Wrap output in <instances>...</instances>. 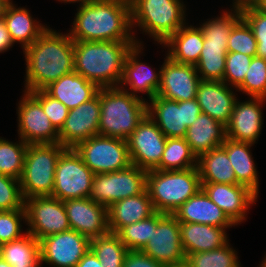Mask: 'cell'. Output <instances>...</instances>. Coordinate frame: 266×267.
I'll return each mask as SVG.
<instances>
[{"label": "cell", "mask_w": 266, "mask_h": 267, "mask_svg": "<svg viewBox=\"0 0 266 267\" xmlns=\"http://www.w3.org/2000/svg\"><path fill=\"white\" fill-rule=\"evenodd\" d=\"M26 61L25 90H44L63 75L74 71V41L48 27L23 50Z\"/></svg>", "instance_id": "obj_1"}, {"label": "cell", "mask_w": 266, "mask_h": 267, "mask_svg": "<svg viewBox=\"0 0 266 267\" xmlns=\"http://www.w3.org/2000/svg\"><path fill=\"white\" fill-rule=\"evenodd\" d=\"M130 0H95L79 6L69 36L73 41H135Z\"/></svg>", "instance_id": "obj_2"}, {"label": "cell", "mask_w": 266, "mask_h": 267, "mask_svg": "<svg viewBox=\"0 0 266 267\" xmlns=\"http://www.w3.org/2000/svg\"><path fill=\"white\" fill-rule=\"evenodd\" d=\"M135 41H74V71L99 88L118 87Z\"/></svg>", "instance_id": "obj_3"}, {"label": "cell", "mask_w": 266, "mask_h": 267, "mask_svg": "<svg viewBox=\"0 0 266 267\" xmlns=\"http://www.w3.org/2000/svg\"><path fill=\"white\" fill-rule=\"evenodd\" d=\"M99 135L127 140L147 115V101L119 87L100 88Z\"/></svg>", "instance_id": "obj_4"}, {"label": "cell", "mask_w": 266, "mask_h": 267, "mask_svg": "<svg viewBox=\"0 0 266 267\" xmlns=\"http://www.w3.org/2000/svg\"><path fill=\"white\" fill-rule=\"evenodd\" d=\"M146 189L156 212H174L202 189L197 167L186 170H150L146 175Z\"/></svg>", "instance_id": "obj_5"}, {"label": "cell", "mask_w": 266, "mask_h": 267, "mask_svg": "<svg viewBox=\"0 0 266 267\" xmlns=\"http://www.w3.org/2000/svg\"><path fill=\"white\" fill-rule=\"evenodd\" d=\"M131 26L162 45L186 23L182 0H130Z\"/></svg>", "instance_id": "obj_6"}, {"label": "cell", "mask_w": 266, "mask_h": 267, "mask_svg": "<svg viewBox=\"0 0 266 267\" xmlns=\"http://www.w3.org/2000/svg\"><path fill=\"white\" fill-rule=\"evenodd\" d=\"M66 149L56 144H28L19 183L24 199L52 196L56 164Z\"/></svg>", "instance_id": "obj_7"}, {"label": "cell", "mask_w": 266, "mask_h": 267, "mask_svg": "<svg viewBox=\"0 0 266 267\" xmlns=\"http://www.w3.org/2000/svg\"><path fill=\"white\" fill-rule=\"evenodd\" d=\"M85 165L94 173H109L132 165L127 140L95 135L74 147Z\"/></svg>", "instance_id": "obj_8"}, {"label": "cell", "mask_w": 266, "mask_h": 267, "mask_svg": "<svg viewBox=\"0 0 266 267\" xmlns=\"http://www.w3.org/2000/svg\"><path fill=\"white\" fill-rule=\"evenodd\" d=\"M147 171L135 165L116 172L94 174L89 199L107 208L116 201L141 194Z\"/></svg>", "instance_id": "obj_9"}, {"label": "cell", "mask_w": 266, "mask_h": 267, "mask_svg": "<svg viewBox=\"0 0 266 267\" xmlns=\"http://www.w3.org/2000/svg\"><path fill=\"white\" fill-rule=\"evenodd\" d=\"M201 112L196 98L173 101L156 95L147 100V115L167 138H185L187 128Z\"/></svg>", "instance_id": "obj_10"}, {"label": "cell", "mask_w": 266, "mask_h": 267, "mask_svg": "<svg viewBox=\"0 0 266 267\" xmlns=\"http://www.w3.org/2000/svg\"><path fill=\"white\" fill-rule=\"evenodd\" d=\"M94 173L85 165L74 148H66L60 155L54 175L52 197L61 201L88 198Z\"/></svg>", "instance_id": "obj_11"}, {"label": "cell", "mask_w": 266, "mask_h": 267, "mask_svg": "<svg viewBox=\"0 0 266 267\" xmlns=\"http://www.w3.org/2000/svg\"><path fill=\"white\" fill-rule=\"evenodd\" d=\"M27 232L38 241L71 229L63 201L52 196L25 199Z\"/></svg>", "instance_id": "obj_12"}, {"label": "cell", "mask_w": 266, "mask_h": 267, "mask_svg": "<svg viewBox=\"0 0 266 267\" xmlns=\"http://www.w3.org/2000/svg\"><path fill=\"white\" fill-rule=\"evenodd\" d=\"M165 267L185 263L179 221L173 214L157 212V226L146 246L141 250Z\"/></svg>", "instance_id": "obj_13"}, {"label": "cell", "mask_w": 266, "mask_h": 267, "mask_svg": "<svg viewBox=\"0 0 266 267\" xmlns=\"http://www.w3.org/2000/svg\"><path fill=\"white\" fill-rule=\"evenodd\" d=\"M19 101L18 136L27 144L59 143V131L43 111L41 103L30 93L24 91Z\"/></svg>", "instance_id": "obj_14"}, {"label": "cell", "mask_w": 266, "mask_h": 267, "mask_svg": "<svg viewBox=\"0 0 266 267\" xmlns=\"http://www.w3.org/2000/svg\"><path fill=\"white\" fill-rule=\"evenodd\" d=\"M167 137L146 115L127 139L131 163L140 169L154 170L162 158Z\"/></svg>", "instance_id": "obj_15"}, {"label": "cell", "mask_w": 266, "mask_h": 267, "mask_svg": "<svg viewBox=\"0 0 266 267\" xmlns=\"http://www.w3.org/2000/svg\"><path fill=\"white\" fill-rule=\"evenodd\" d=\"M41 264L54 267H76L90 249V239L75 230H68L42 238L40 241Z\"/></svg>", "instance_id": "obj_16"}, {"label": "cell", "mask_w": 266, "mask_h": 267, "mask_svg": "<svg viewBox=\"0 0 266 267\" xmlns=\"http://www.w3.org/2000/svg\"><path fill=\"white\" fill-rule=\"evenodd\" d=\"M100 89L91 100L69 110L68 116L59 130V144L74 148L81 141L99 135Z\"/></svg>", "instance_id": "obj_17"}, {"label": "cell", "mask_w": 266, "mask_h": 267, "mask_svg": "<svg viewBox=\"0 0 266 267\" xmlns=\"http://www.w3.org/2000/svg\"><path fill=\"white\" fill-rule=\"evenodd\" d=\"M164 59L157 95L173 101L195 99L201 81L195 65L178 63L167 56Z\"/></svg>", "instance_id": "obj_18"}, {"label": "cell", "mask_w": 266, "mask_h": 267, "mask_svg": "<svg viewBox=\"0 0 266 267\" xmlns=\"http://www.w3.org/2000/svg\"><path fill=\"white\" fill-rule=\"evenodd\" d=\"M71 230L92 239L109 232L107 207L89 198L63 201Z\"/></svg>", "instance_id": "obj_19"}, {"label": "cell", "mask_w": 266, "mask_h": 267, "mask_svg": "<svg viewBox=\"0 0 266 267\" xmlns=\"http://www.w3.org/2000/svg\"><path fill=\"white\" fill-rule=\"evenodd\" d=\"M203 191L217 204L235 224L246 220L247 210L258 196L249 188L240 184L201 183Z\"/></svg>", "instance_id": "obj_20"}, {"label": "cell", "mask_w": 266, "mask_h": 267, "mask_svg": "<svg viewBox=\"0 0 266 267\" xmlns=\"http://www.w3.org/2000/svg\"><path fill=\"white\" fill-rule=\"evenodd\" d=\"M265 98L250 97L247 101H236L230 122L226 126L227 138L255 144L263 126L262 104Z\"/></svg>", "instance_id": "obj_21"}, {"label": "cell", "mask_w": 266, "mask_h": 267, "mask_svg": "<svg viewBox=\"0 0 266 267\" xmlns=\"http://www.w3.org/2000/svg\"><path fill=\"white\" fill-rule=\"evenodd\" d=\"M141 46L142 44H135L127 52L123 64L122 78L118 87L126 92L130 91V94L138 97H140L137 95L139 92L146 93L150 100L157 95L161 79V68L158 73H156L149 65L140 62L138 57L140 56L139 54L142 53L141 49L143 46ZM128 85L129 88H127Z\"/></svg>", "instance_id": "obj_22"}, {"label": "cell", "mask_w": 266, "mask_h": 267, "mask_svg": "<svg viewBox=\"0 0 266 267\" xmlns=\"http://www.w3.org/2000/svg\"><path fill=\"white\" fill-rule=\"evenodd\" d=\"M232 88L223 81L201 80L196 100L202 113L227 126L237 101Z\"/></svg>", "instance_id": "obj_23"}, {"label": "cell", "mask_w": 266, "mask_h": 267, "mask_svg": "<svg viewBox=\"0 0 266 267\" xmlns=\"http://www.w3.org/2000/svg\"><path fill=\"white\" fill-rule=\"evenodd\" d=\"M179 222L198 223L229 228L235 224L223 210L200 189L173 214Z\"/></svg>", "instance_id": "obj_24"}, {"label": "cell", "mask_w": 266, "mask_h": 267, "mask_svg": "<svg viewBox=\"0 0 266 267\" xmlns=\"http://www.w3.org/2000/svg\"><path fill=\"white\" fill-rule=\"evenodd\" d=\"M156 213L147 189L141 194L114 202L107 208L109 232L145 220Z\"/></svg>", "instance_id": "obj_25"}, {"label": "cell", "mask_w": 266, "mask_h": 267, "mask_svg": "<svg viewBox=\"0 0 266 267\" xmlns=\"http://www.w3.org/2000/svg\"><path fill=\"white\" fill-rule=\"evenodd\" d=\"M99 89L96 84L73 71L52 82L44 90L71 110L94 98Z\"/></svg>", "instance_id": "obj_26"}, {"label": "cell", "mask_w": 266, "mask_h": 267, "mask_svg": "<svg viewBox=\"0 0 266 267\" xmlns=\"http://www.w3.org/2000/svg\"><path fill=\"white\" fill-rule=\"evenodd\" d=\"M181 243L185 254L206 252L225 245L227 228L207 224L179 222Z\"/></svg>", "instance_id": "obj_27"}, {"label": "cell", "mask_w": 266, "mask_h": 267, "mask_svg": "<svg viewBox=\"0 0 266 267\" xmlns=\"http://www.w3.org/2000/svg\"><path fill=\"white\" fill-rule=\"evenodd\" d=\"M226 138V126L202 112L187 128L185 135L186 142L197 158L203 153L220 147Z\"/></svg>", "instance_id": "obj_28"}, {"label": "cell", "mask_w": 266, "mask_h": 267, "mask_svg": "<svg viewBox=\"0 0 266 267\" xmlns=\"http://www.w3.org/2000/svg\"><path fill=\"white\" fill-rule=\"evenodd\" d=\"M204 35L200 27L186 24L170 36L163 45L167 57L175 62L196 65L203 49Z\"/></svg>", "instance_id": "obj_29"}, {"label": "cell", "mask_w": 266, "mask_h": 267, "mask_svg": "<svg viewBox=\"0 0 266 267\" xmlns=\"http://www.w3.org/2000/svg\"><path fill=\"white\" fill-rule=\"evenodd\" d=\"M254 144L234 141L226 138L221 145L226 151L236 174L238 184L243 185L259 194V179L250 147Z\"/></svg>", "instance_id": "obj_30"}, {"label": "cell", "mask_w": 266, "mask_h": 267, "mask_svg": "<svg viewBox=\"0 0 266 267\" xmlns=\"http://www.w3.org/2000/svg\"><path fill=\"white\" fill-rule=\"evenodd\" d=\"M9 5L4 21L12 41L21 44L22 49L30 46L49 26L32 18L30 11L24 7ZM40 23V24H39Z\"/></svg>", "instance_id": "obj_31"}, {"label": "cell", "mask_w": 266, "mask_h": 267, "mask_svg": "<svg viewBox=\"0 0 266 267\" xmlns=\"http://www.w3.org/2000/svg\"><path fill=\"white\" fill-rule=\"evenodd\" d=\"M197 169L201 183L238 184L227 151L222 146L200 155Z\"/></svg>", "instance_id": "obj_32"}, {"label": "cell", "mask_w": 266, "mask_h": 267, "mask_svg": "<svg viewBox=\"0 0 266 267\" xmlns=\"http://www.w3.org/2000/svg\"><path fill=\"white\" fill-rule=\"evenodd\" d=\"M0 256L12 267H41L40 242L26 231L19 239L0 245Z\"/></svg>", "instance_id": "obj_33"}, {"label": "cell", "mask_w": 266, "mask_h": 267, "mask_svg": "<svg viewBox=\"0 0 266 267\" xmlns=\"http://www.w3.org/2000/svg\"><path fill=\"white\" fill-rule=\"evenodd\" d=\"M227 42L204 40L195 68L201 80L223 81Z\"/></svg>", "instance_id": "obj_34"}, {"label": "cell", "mask_w": 266, "mask_h": 267, "mask_svg": "<svg viewBox=\"0 0 266 267\" xmlns=\"http://www.w3.org/2000/svg\"><path fill=\"white\" fill-rule=\"evenodd\" d=\"M197 159L185 138H167L160 163L154 170H186L197 167Z\"/></svg>", "instance_id": "obj_35"}, {"label": "cell", "mask_w": 266, "mask_h": 267, "mask_svg": "<svg viewBox=\"0 0 266 267\" xmlns=\"http://www.w3.org/2000/svg\"><path fill=\"white\" fill-rule=\"evenodd\" d=\"M90 250L103 267H123L125 256L129 251L121 242L119 235L113 232L90 239Z\"/></svg>", "instance_id": "obj_36"}, {"label": "cell", "mask_w": 266, "mask_h": 267, "mask_svg": "<svg viewBox=\"0 0 266 267\" xmlns=\"http://www.w3.org/2000/svg\"><path fill=\"white\" fill-rule=\"evenodd\" d=\"M229 241L217 249L187 254L185 264L188 267H241L237 251Z\"/></svg>", "instance_id": "obj_37"}, {"label": "cell", "mask_w": 266, "mask_h": 267, "mask_svg": "<svg viewBox=\"0 0 266 267\" xmlns=\"http://www.w3.org/2000/svg\"><path fill=\"white\" fill-rule=\"evenodd\" d=\"M18 139L13 143L0 137V174L19 180L28 144Z\"/></svg>", "instance_id": "obj_38"}, {"label": "cell", "mask_w": 266, "mask_h": 267, "mask_svg": "<svg viewBox=\"0 0 266 267\" xmlns=\"http://www.w3.org/2000/svg\"><path fill=\"white\" fill-rule=\"evenodd\" d=\"M230 10L231 12L223 11L222 15L215 19H207L208 21L199 26L203 32L204 40L228 42L233 27L242 19L239 7L233 6Z\"/></svg>", "instance_id": "obj_39"}, {"label": "cell", "mask_w": 266, "mask_h": 267, "mask_svg": "<svg viewBox=\"0 0 266 267\" xmlns=\"http://www.w3.org/2000/svg\"><path fill=\"white\" fill-rule=\"evenodd\" d=\"M157 226V212L151 217L123 227L117 234L128 250H142Z\"/></svg>", "instance_id": "obj_40"}, {"label": "cell", "mask_w": 266, "mask_h": 267, "mask_svg": "<svg viewBox=\"0 0 266 267\" xmlns=\"http://www.w3.org/2000/svg\"><path fill=\"white\" fill-rule=\"evenodd\" d=\"M238 90L249 97L266 99V59L252 58L243 82L236 88Z\"/></svg>", "instance_id": "obj_41"}, {"label": "cell", "mask_w": 266, "mask_h": 267, "mask_svg": "<svg viewBox=\"0 0 266 267\" xmlns=\"http://www.w3.org/2000/svg\"><path fill=\"white\" fill-rule=\"evenodd\" d=\"M227 52H238L256 57L257 41L251 27L243 18L233 27L229 35Z\"/></svg>", "instance_id": "obj_42"}, {"label": "cell", "mask_w": 266, "mask_h": 267, "mask_svg": "<svg viewBox=\"0 0 266 267\" xmlns=\"http://www.w3.org/2000/svg\"><path fill=\"white\" fill-rule=\"evenodd\" d=\"M22 220L26 223L25 207L16 210H0V245L26 234L22 233Z\"/></svg>", "instance_id": "obj_43"}, {"label": "cell", "mask_w": 266, "mask_h": 267, "mask_svg": "<svg viewBox=\"0 0 266 267\" xmlns=\"http://www.w3.org/2000/svg\"><path fill=\"white\" fill-rule=\"evenodd\" d=\"M252 58L243 53L227 52L223 82L237 88L243 82Z\"/></svg>", "instance_id": "obj_44"}, {"label": "cell", "mask_w": 266, "mask_h": 267, "mask_svg": "<svg viewBox=\"0 0 266 267\" xmlns=\"http://www.w3.org/2000/svg\"><path fill=\"white\" fill-rule=\"evenodd\" d=\"M242 18L251 27L257 41V57L266 59V14L253 5L240 8Z\"/></svg>", "instance_id": "obj_45"}, {"label": "cell", "mask_w": 266, "mask_h": 267, "mask_svg": "<svg viewBox=\"0 0 266 267\" xmlns=\"http://www.w3.org/2000/svg\"><path fill=\"white\" fill-rule=\"evenodd\" d=\"M24 204L19 180L0 174V210L23 209Z\"/></svg>", "instance_id": "obj_46"}, {"label": "cell", "mask_w": 266, "mask_h": 267, "mask_svg": "<svg viewBox=\"0 0 266 267\" xmlns=\"http://www.w3.org/2000/svg\"><path fill=\"white\" fill-rule=\"evenodd\" d=\"M40 103L51 123L59 131L69 113V109L60 101L50 96L45 90L30 92Z\"/></svg>", "instance_id": "obj_47"}, {"label": "cell", "mask_w": 266, "mask_h": 267, "mask_svg": "<svg viewBox=\"0 0 266 267\" xmlns=\"http://www.w3.org/2000/svg\"><path fill=\"white\" fill-rule=\"evenodd\" d=\"M123 267H165L141 250H129L125 256Z\"/></svg>", "instance_id": "obj_48"}, {"label": "cell", "mask_w": 266, "mask_h": 267, "mask_svg": "<svg viewBox=\"0 0 266 267\" xmlns=\"http://www.w3.org/2000/svg\"><path fill=\"white\" fill-rule=\"evenodd\" d=\"M14 45L4 19H0V53L7 52Z\"/></svg>", "instance_id": "obj_49"}, {"label": "cell", "mask_w": 266, "mask_h": 267, "mask_svg": "<svg viewBox=\"0 0 266 267\" xmlns=\"http://www.w3.org/2000/svg\"><path fill=\"white\" fill-rule=\"evenodd\" d=\"M76 267H103L95 254L89 249L81 258Z\"/></svg>", "instance_id": "obj_50"}, {"label": "cell", "mask_w": 266, "mask_h": 267, "mask_svg": "<svg viewBox=\"0 0 266 267\" xmlns=\"http://www.w3.org/2000/svg\"><path fill=\"white\" fill-rule=\"evenodd\" d=\"M257 0H233V5L235 7H245L249 5H253Z\"/></svg>", "instance_id": "obj_51"}, {"label": "cell", "mask_w": 266, "mask_h": 267, "mask_svg": "<svg viewBox=\"0 0 266 267\" xmlns=\"http://www.w3.org/2000/svg\"><path fill=\"white\" fill-rule=\"evenodd\" d=\"M10 4L9 0H0V19L4 18Z\"/></svg>", "instance_id": "obj_52"}, {"label": "cell", "mask_w": 266, "mask_h": 267, "mask_svg": "<svg viewBox=\"0 0 266 267\" xmlns=\"http://www.w3.org/2000/svg\"><path fill=\"white\" fill-rule=\"evenodd\" d=\"M253 6L261 13L266 14V0H257Z\"/></svg>", "instance_id": "obj_53"}, {"label": "cell", "mask_w": 266, "mask_h": 267, "mask_svg": "<svg viewBox=\"0 0 266 267\" xmlns=\"http://www.w3.org/2000/svg\"><path fill=\"white\" fill-rule=\"evenodd\" d=\"M58 1H60V2H62V3H68L69 2V4L70 3H80L79 5L80 6H82V5H85V4H88V3H91V2H93V1H95V0H58Z\"/></svg>", "instance_id": "obj_54"}, {"label": "cell", "mask_w": 266, "mask_h": 267, "mask_svg": "<svg viewBox=\"0 0 266 267\" xmlns=\"http://www.w3.org/2000/svg\"><path fill=\"white\" fill-rule=\"evenodd\" d=\"M0 267H12V266L0 256Z\"/></svg>", "instance_id": "obj_55"}, {"label": "cell", "mask_w": 266, "mask_h": 267, "mask_svg": "<svg viewBox=\"0 0 266 267\" xmlns=\"http://www.w3.org/2000/svg\"><path fill=\"white\" fill-rule=\"evenodd\" d=\"M169 267H188L185 263L180 264V265H173V266H169Z\"/></svg>", "instance_id": "obj_56"}, {"label": "cell", "mask_w": 266, "mask_h": 267, "mask_svg": "<svg viewBox=\"0 0 266 267\" xmlns=\"http://www.w3.org/2000/svg\"><path fill=\"white\" fill-rule=\"evenodd\" d=\"M260 267H266V257H265L264 260L262 261Z\"/></svg>", "instance_id": "obj_57"}]
</instances>
